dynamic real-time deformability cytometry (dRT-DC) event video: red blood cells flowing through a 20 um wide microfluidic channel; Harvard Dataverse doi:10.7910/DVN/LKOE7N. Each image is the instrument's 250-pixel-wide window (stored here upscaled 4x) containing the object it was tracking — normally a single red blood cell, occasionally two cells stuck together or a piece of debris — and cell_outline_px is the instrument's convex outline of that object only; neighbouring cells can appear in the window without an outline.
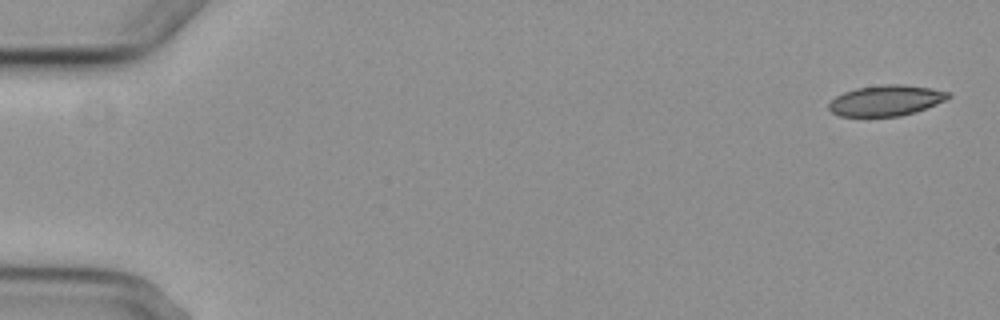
{"species": "common noctule bat (a hibernating species)", "species_latin": "Nyctalus noctula", "temperature_condition": "cold", "stored_images_in_passage": 4, "camera_frame_rate_fps": 3000, "um_per_image_px": 0.085, "animal": {"sex": "female", "body_mass_g": 29.2, "forearm_length_mm": 56.3}, "frame": {"image": 1, "passage_image": 1, "time_ms": 0.0, "image_size_px": [1000, 320], "cell_outline_px": [[952, 96], [936, 104], [916, 112], [900, 116], [840, 116], [832, 112], [828, 108], [828, 104], [836, 96], [844, 92], [856, 88], [880, 84], [904, 84], [932, 88], [948, 92]], "centroid_in_image_um": [75.31, 8.53], "position_along_channel_um": 9.7, "area_um2": 21.39}}